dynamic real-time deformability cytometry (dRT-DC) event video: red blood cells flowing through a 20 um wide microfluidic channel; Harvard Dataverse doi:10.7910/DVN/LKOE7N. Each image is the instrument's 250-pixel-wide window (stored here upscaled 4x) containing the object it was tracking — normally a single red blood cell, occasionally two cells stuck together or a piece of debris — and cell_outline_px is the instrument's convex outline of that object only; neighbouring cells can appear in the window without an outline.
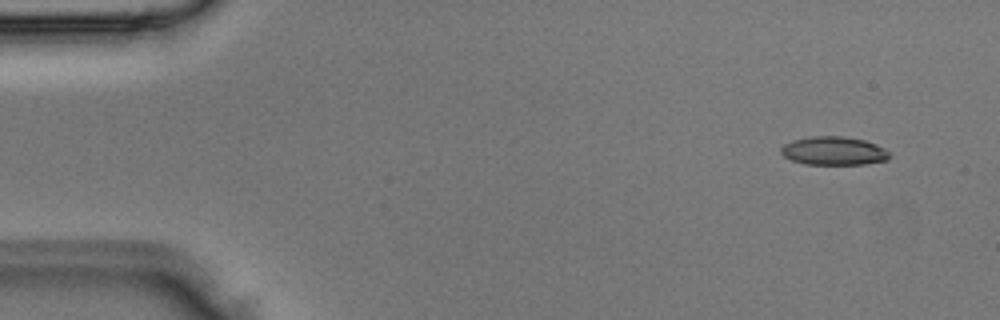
{"species": "Egyptian fruit bat (a non-hibernating species)", "species_latin": "Rousettus aegyptiacus", "temperature_condition": "room temperature", "stored_images_in_passage": 3, "camera_frame_rate_fps": 3000, "um_per_image_px": 0.085, "animal": {"sex": "male"}, "frame": {"image": 1, "passage_image": 1, "time_ms": 0.0, "image_size_px": [1000, 320], "cell_outline_px": [[892, 156], [888, 160], [864, 164], [804, 164], [792, 160], [784, 156], [780, 152], [780, 148], [784, 144], [792, 140], [808, 136], [844, 136], [864, 140], [876, 144], [884, 148]], "centroid_in_image_um": [70.86, 12.82], "position_along_channel_um": 14.1, "area_um2": 18.15}}